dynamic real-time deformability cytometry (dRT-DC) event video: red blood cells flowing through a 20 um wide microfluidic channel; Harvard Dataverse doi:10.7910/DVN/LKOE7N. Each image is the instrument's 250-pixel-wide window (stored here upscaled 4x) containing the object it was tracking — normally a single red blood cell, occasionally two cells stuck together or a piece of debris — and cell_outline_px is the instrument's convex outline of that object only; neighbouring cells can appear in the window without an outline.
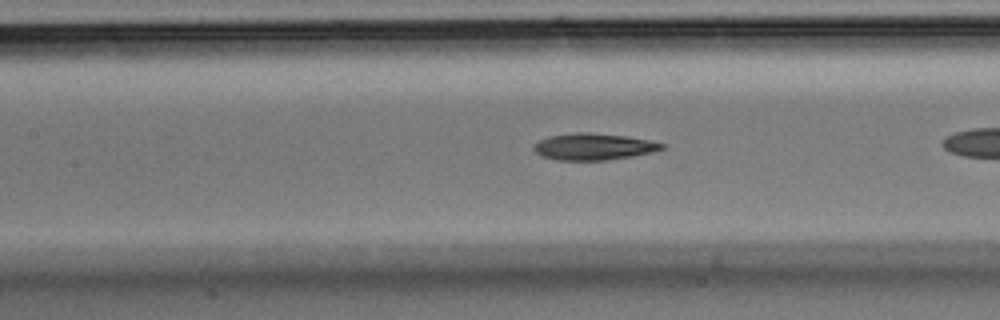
{"species": "Egyptian fruit bat (a non-hibernating species)", "species_latin": "Rousettus aegyptiacus", "temperature_condition": "room temperature", "stored_images_in_passage": 24, "camera_frame_rate_fps": 3000, "um_per_image_px": 0.085, "animal": {"sex": "male"}, "frame": {"image": 1, "passage_image": 8, "time_ms": 2.333, "image_size_px": [1000, 320], "cell_outline_px": [[668, 148], [652, 152], [632, 156], [604, 160], [556, 160], [540, 156], [532, 148], [532, 144], [548, 136], [576, 132], [588, 132], [624, 136], [648, 140], [664, 144]], "centroid_in_image_um": [50.42, 12.46], "position_along_channel_um": 157.0, "area_um2": 19.94}}
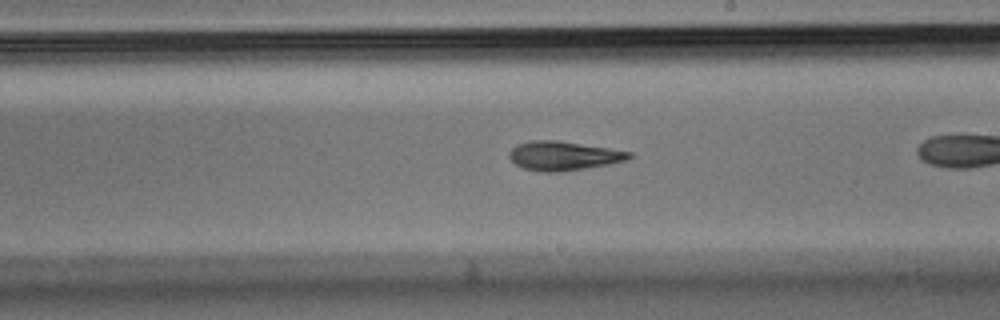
{"frame": {"image": 2, "passage_image": 14, "time_ms": 4.333, "image_size_px": [1000, 320], "cell_outline_px": [[632, 156], [628, 160], [608, 164], [584, 168], [556, 172], [544, 172], [524, 168], [516, 164], [508, 156], [508, 152], [516, 144], [528, 140], [556, 140], [608, 148], [632, 152]], "centroid_in_image_um": [47.86, 13.23], "position_along_channel_um": 241.1, "area_um2": 20.17}}
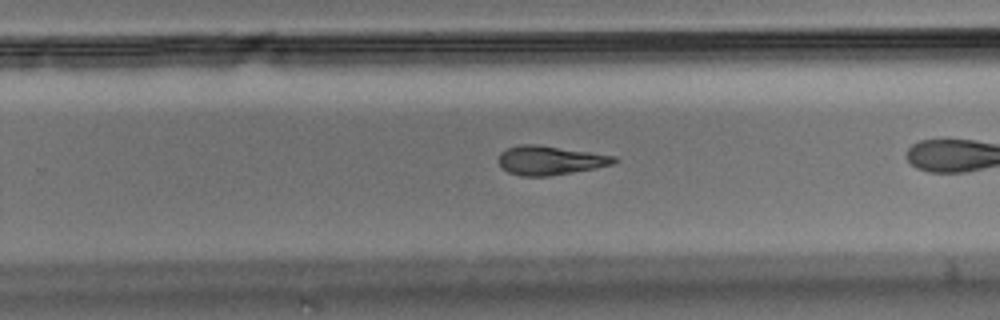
{"frame": {"image": 3, "passage_image": 17, "time_ms": 5.333, "image_size_px": [1000, 320], "cell_outline_px": [[620, 160], [612, 164], [572, 172], [548, 176], [520, 176], [508, 172], [496, 160], [500, 152], [508, 148], [520, 144], [536, 144], [616, 156]], "centroid_in_image_um": [46.72, 13.62], "position_along_channel_um": 283.1, "area_um2": 19.42}}